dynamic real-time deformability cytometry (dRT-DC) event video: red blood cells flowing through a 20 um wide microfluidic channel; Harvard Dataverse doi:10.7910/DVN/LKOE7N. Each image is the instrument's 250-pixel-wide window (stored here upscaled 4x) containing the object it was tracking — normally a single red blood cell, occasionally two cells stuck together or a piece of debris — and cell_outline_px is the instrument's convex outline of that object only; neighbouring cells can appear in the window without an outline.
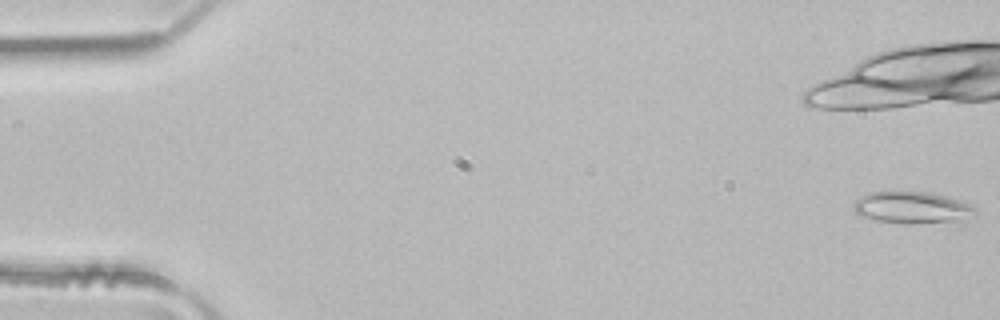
{"species": "common noctule bat (a hibernating species)", "species_latin": "Nyctalus noctula", "temperature_condition": "room temperature", "stored_images_in_passage": 3, "camera_frame_rate_fps": 3000, "um_per_image_px": 0.085, "animal": {"sex": "male", "body_mass_g": 21.5, "forearm_length_mm": 52.0}, "frame": {"image": 1, "passage_image": 1, "time_ms": 0.0, "image_size_px": [1000, 320], "cell_outline_px": [[976, 212], [960, 220], [912, 224], [904, 224], [876, 220], [860, 216], [852, 208], [852, 204], [860, 196], [868, 192], [928, 192], [948, 196], [972, 204], [976, 208]], "centroid_in_image_um": [77.49, 17.64], "position_along_channel_um": 7.5, "area_um2": 22.6}}